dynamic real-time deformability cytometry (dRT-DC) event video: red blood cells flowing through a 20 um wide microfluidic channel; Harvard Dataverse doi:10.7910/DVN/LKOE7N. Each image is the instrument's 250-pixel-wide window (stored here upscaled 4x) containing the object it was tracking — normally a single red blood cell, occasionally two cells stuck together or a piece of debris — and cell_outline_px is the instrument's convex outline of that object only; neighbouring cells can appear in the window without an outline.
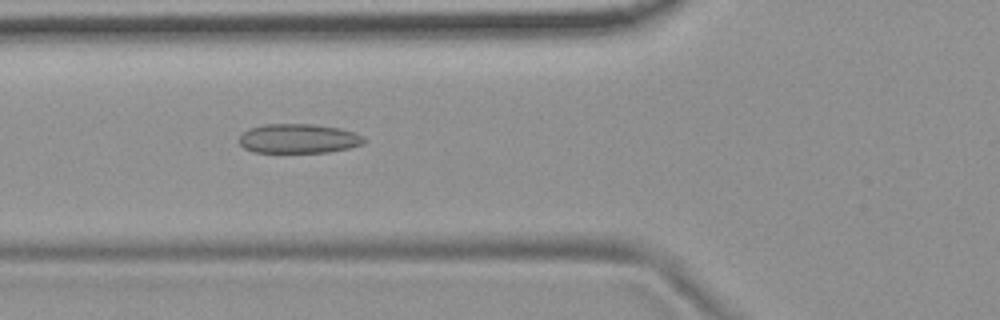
{"species": "common noctule bat (a hibernating species)", "species_latin": "Nyctalus noctula", "temperature_condition": "room temperature", "stored_images_in_passage": 52, "camera_frame_rate_fps": 3000, "um_per_image_px": 0.085, "animal": {"sex": "female", "body_mass_g": 19.9}, "frame": {"image": 1, "passage_image": 18, "time_ms": 5.667, "image_size_px": [1000, 320], "cell_outline_px": [[368, 140], [364, 144], [348, 148], [328, 152], [252, 152], [244, 148], [240, 144], [240, 136], [248, 128], [264, 124], [316, 124], [340, 128], [364, 136]], "centroid_in_image_um": [25.4, 11.77], "position_along_channel_um": 100.4, "area_um2": 21.5}}
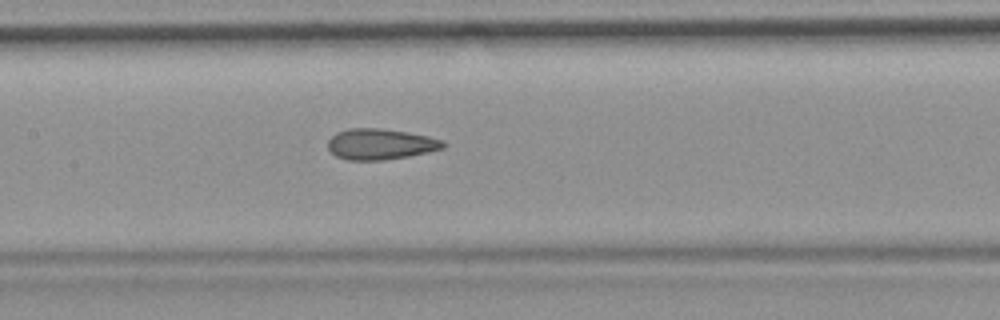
{"frame": {"image": 2, "passage_image": 24, "time_ms": 7.667, "image_size_px": [1000, 320], "cell_outline_px": [[448, 144], [444, 148], [408, 156], [384, 160], [348, 160], [336, 156], [328, 148], [328, 140], [336, 132], [348, 128], [376, 128], [408, 132], [428, 136], [444, 140]], "centroid_in_image_um": [32.35, 12.25], "position_along_channel_um": 175.1, "area_um2": 20.75}}
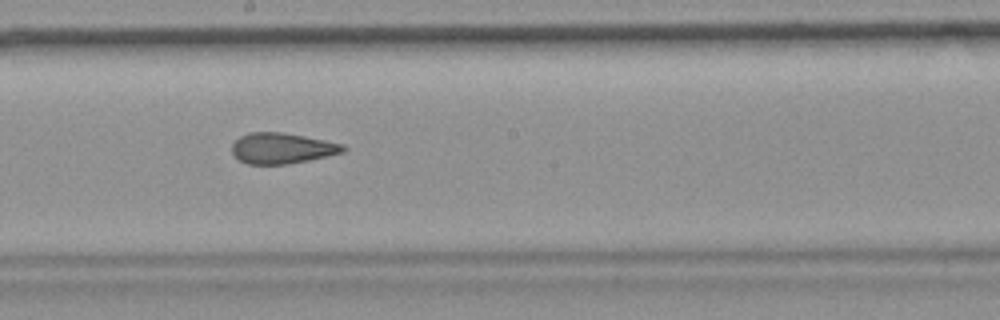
{"frame": {"image": 3, "passage_image": 28, "time_ms": 9.0, "image_size_px": [1000, 320], "cell_outline_px": [[348, 148], [344, 152], [308, 160], [288, 164], [248, 164], [240, 160], [232, 152], [232, 144], [240, 136], [248, 132], [280, 132], [304, 136], [344, 144]], "centroid_in_image_um": [23.98, 12.6], "position_along_channel_um": 224.2, "area_um2": 19.83}, "authors_computed_cell_mechanics": {"area_um2": 20.9814, "velocity_mm_per_s": 3.7172, "shape_relaxation_time_tau1_ms": null, "shape_relaxation_time_tau2_ms": 2.3346, "deformation_change_tau1": null, "deformation_change_tau2": 0.1103}}